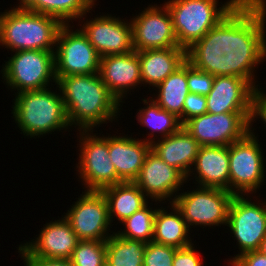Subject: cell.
Masks as SVG:
<instances>
[{"label": "cell", "instance_id": "obj_5", "mask_svg": "<svg viewBox=\"0 0 266 266\" xmlns=\"http://www.w3.org/2000/svg\"><path fill=\"white\" fill-rule=\"evenodd\" d=\"M240 0H167L173 30L180 47L188 49L215 27ZM221 3V4H220Z\"/></svg>", "mask_w": 266, "mask_h": 266}, {"label": "cell", "instance_id": "obj_24", "mask_svg": "<svg viewBox=\"0 0 266 266\" xmlns=\"http://www.w3.org/2000/svg\"><path fill=\"white\" fill-rule=\"evenodd\" d=\"M158 203L160 202L155 201L154 203L158 208L154 218V236L152 241L177 249L193 244V238H191L192 230H190L176 206L173 203H168L164 208L163 205L161 206L162 203L160 205Z\"/></svg>", "mask_w": 266, "mask_h": 266}, {"label": "cell", "instance_id": "obj_12", "mask_svg": "<svg viewBox=\"0 0 266 266\" xmlns=\"http://www.w3.org/2000/svg\"><path fill=\"white\" fill-rule=\"evenodd\" d=\"M89 13L93 16L91 11L85 13L76 25L87 36L100 57L134 51L133 26L130 19L103 12L87 19Z\"/></svg>", "mask_w": 266, "mask_h": 266}, {"label": "cell", "instance_id": "obj_32", "mask_svg": "<svg viewBox=\"0 0 266 266\" xmlns=\"http://www.w3.org/2000/svg\"><path fill=\"white\" fill-rule=\"evenodd\" d=\"M177 248L148 242L146 245L143 266H172Z\"/></svg>", "mask_w": 266, "mask_h": 266}, {"label": "cell", "instance_id": "obj_34", "mask_svg": "<svg viewBox=\"0 0 266 266\" xmlns=\"http://www.w3.org/2000/svg\"><path fill=\"white\" fill-rule=\"evenodd\" d=\"M207 112L206 96L189 93L183 105V125L190 119Z\"/></svg>", "mask_w": 266, "mask_h": 266}, {"label": "cell", "instance_id": "obj_4", "mask_svg": "<svg viewBox=\"0 0 266 266\" xmlns=\"http://www.w3.org/2000/svg\"><path fill=\"white\" fill-rule=\"evenodd\" d=\"M63 24L55 17L19 6L0 12V46L11 53L22 50H55Z\"/></svg>", "mask_w": 266, "mask_h": 266}, {"label": "cell", "instance_id": "obj_17", "mask_svg": "<svg viewBox=\"0 0 266 266\" xmlns=\"http://www.w3.org/2000/svg\"><path fill=\"white\" fill-rule=\"evenodd\" d=\"M98 74L122 105L126 103L124 99L132 95L131 91L134 93L137 87H142L140 61L135 50L101 57Z\"/></svg>", "mask_w": 266, "mask_h": 266}, {"label": "cell", "instance_id": "obj_36", "mask_svg": "<svg viewBox=\"0 0 266 266\" xmlns=\"http://www.w3.org/2000/svg\"><path fill=\"white\" fill-rule=\"evenodd\" d=\"M196 245L191 244L175 251L172 266H204Z\"/></svg>", "mask_w": 266, "mask_h": 266}, {"label": "cell", "instance_id": "obj_38", "mask_svg": "<svg viewBox=\"0 0 266 266\" xmlns=\"http://www.w3.org/2000/svg\"><path fill=\"white\" fill-rule=\"evenodd\" d=\"M229 266H266V256L259 251H249L238 256Z\"/></svg>", "mask_w": 266, "mask_h": 266}, {"label": "cell", "instance_id": "obj_35", "mask_svg": "<svg viewBox=\"0 0 266 266\" xmlns=\"http://www.w3.org/2000/svg\"><path fill=\"white\" fill-rule=\"evenodd\" d=\"M257 119L266 127V92L260 86L254 88L252 94L249 127H254Z\"/></svg>", "mask_w": 266, "mask_h": 266}, {"label": "cell", "instance_id": "obj_11", "mask_svg": "<svg viewBox=\"0 0 266 266\" xmlns=\"http://www.w3.org/2000/svg\"><path fill=\"white\" fill-rule=\"evenodd\" d=\"M72 25V26H71ZM63 24L56 37L55 77L99 72L100 56L80 28Z\"/></svg>", "mask_w": 266, "mask_h": 266}, {"label": "cell", "instance_id": "obj_30", "mask_svg": "<svg viewBox=\"0 0 266 266\" xmlns=\"http://www.w3.org/2000/svg\"><path fill=\"white\" fill-rule=\"evenodd\" d=\"M153 202L155 201L149 202L145 207L121 222L122 229L115 230V233L122 238L151 242L154 236V218L157 212V207L153 206Z\"/></svg>", "mask_w": 266, "mask_h": 266}, {"label": "cell", "instance_id": "obj_13", "mask_svg": "<svg viewBox=\"0 0 266 266\" xmlns=\"http://www.w3.org/2000/svg\"><path fill=\"white\" fill-rule=\"evenodd\" d=\"M251 112L205 113L188 120L183 127L201 146H229L249 133Z\"/></svg>", "mask_w": 266, "mask_h": 266}, {"label": "cell", "instance_id": "obj_3", "mask_svg": "<svg viewBox=\"0 0 266 266\" xmlns=\"http://www.w3.org/2000/svg\"><path fill=\"white\" fill-rule=\"evenodd\" d=\"M13 94L11 116L24 138H39L74 129L70 126L64 101L57 86ZM68 129V130H67ZM36 136V137H35ZM38 136V137H37Z\"/></svg>", "mask_w": 266, "mask_h": 266}, {"label": "cell", "instance_id": "obj_28", "mask_svg": "<svg viewBox=\"0 0 266 266\" xmlns=\"http://www.w3.org/2000/svg\"><path fill=\"white\" fill-rule=\"evenodd\" d=\"M141 100L143 107L137 110L135 117L139 125L150 130L143 140L152 144L156 140L172 135L182 127L179 118L160 108L150 97Z\"/></svg>", "mask_w": 266, "mask_h": 266}, {"label": "cell", "instance_id": "obj_7", "mask_svg": "<svg viewBox=\"0 0 266 266\" xmlns=\"http://www.w3.org/2000/svg\"><path fill=\"white\" fill-rule=\"evenodd\" d=\"M55 50L15 51L2 64L0 74L6 88L18 94L24 91L40 90L56 84ZM51 82V83H50Z\"/></svg>", "mask_w": 266, "mask_h": 266}, {"label": "cell", "instance_id": "obj_6", "mask_svg": "<svg viewBox=\"0 0 266 266\" xmlns=\"http://www.w3.org/2000/svg\"><path fill=\"white\" fill-rule=\"evenodd\" d=\"M255 129L249 127L243 139L228 146L229 192L233 195H256L266 185L265 153Z\"/></svg>", "mask_w": 266, "mask_h": 266}, {"label": "cell", "instance_id": "obj_1", "mask_svg": "<svg viewBox=\"0 0 266 266\" xmlns=\"http://www.w3.org/2000/svg\"><path fill=\"white\" fill-rule=\"evenodd\" d=\"M265 59L266 0H240L186 49V60L196 69L213 76L240 77L254 88L260 86L255 73Z\"/></svg>", "mask_w": 266, "mask_h": 266}, {"label": "cell", "instance_id": "obj_18", "mask_svg": "<svg viewBox=\"0 0 266 266\" xmlns=\"http://www.w3.org/2000/svg\"><path fill=\"white\" fill-rule=\"evenodd\" d=\"M38 232L37 238L20 244L35 257L70 259L80 241L63 215L44 224Z\"/></svg>", "mask_w": 266, "mask_h": 266}, {"label": "cell", "instance_id": "obj_26", "mask_svg": "<svg viewBox=\"0 0 266 266\" xmlns=\"http://www.w3.org/2000/svg\"><path fill=\"white\" fill-rule=\"evenodd\" d=\"M152 91L154 93L149 97L152 96L151 99L160 108L179 118L183 126L184 100L190 93L187 86V60Z\"/></svg>", "mask_w": 266, "mask_h": 266}, {"label": "cell", "instance_id": "obj_8", "mask_svg": "<svg viewBox=\"0 0 266 266\" xmlns=\"http://www.w3.org/2000/svg\"><path fill=\"white\" fill-rule=\"evenodd\" d=\"M93 131L77 130L76 135L80 153H77L78 164L74 169L84 191H101L118 184V175L109 157V134L104 135L102 131L98 135Z\"/></svg>", "mask_w": 266, "mask_h": 266}, {"label": "cell", "instance_id": "obj_37", "mask_svg": "<svg viewBox=\"0 0 266 266\" xmlns=\"http://www.w3.org/2000/svg\"><path fill=\"white\" fill-rule=\"evenodd\" d=\"M17 252L23 260L24 266H72L70 259L43 258L31 256L21 245Z\"/></svg>", "mask_w": 266, "mask_h": 266}, {"label": "cell", "instance_id": "obj_10", "mask_svg": "<svg viewBox=\"0 0 266 266\" xmlns=\"http://www.w3.org/2000/svg\"><path fill=\"white\" fill-rule=\"evenodd\" d=\"M252 196L234 195L231 200L227 229L236 240L235 246L238 245L239 251L237 250L238 254L228 258V266L241 254L258 251L262 240L266 237V200L260 199V194Z\"/></svg>", "mask_w": 266, "mask_h": 266}, {"label": "cell", "instance_id": "obj_20", "mask_svg": "<svg viewBox=\"0 0 266 266\" xmlns=\"http://www.w3.org/2000/svg\"><path fill=\"white\" fill-rule=\"evenodd\" d=\"M193 166L186 178L187 183L193 180L191 184L197 186L229 191L228 146H201Z\"/></svg>", "mask_w": 266, "mask_h": 266}, {"label": "cell", "instance_id": "obj_2", "mask_svg": "<svg viewBox=\"0 0 266 266\" xmlns=\"http://www.w3.org/2000/svg\"><path fill=\"white\" fill-rule=\"evenodd\" d=\"M56 84L69 124L76 130H95L105 123L119 121L123 105L108 90L98 73L56 77Z\"/></svg>", "mask_w": 266, "mask_h": 266}, {"label": "cell", "instance_id": "obj_21", "mask_svg": "<svg viewBox=\"0 0 266 266\" xmlns=\"http://www.w3.org/2000/svg\"><path fill=\"white\" fill-rule=\"evenodd\" d=\"M123 134H109V157L115 166L118 183L134 182L137 179L146 154L151 149V144L142 138Z\"/></svg>", "mask_w": 266, "mask_h": 266}, {"label": "cell", "instance_id": "obj_9", "mask_svg": "<svg viewBox=\"0 0 266 266\" xmlns=\"http://www.w3.org/2000/svg\"><path fill=\"white\" fill-rule=\"evenodd\" d=\"M194 186V189L192 187L187 191L183 188L173 201L190 230L195 227H201L203 230L205 227L225 228L234 195L221 188Z\"/></svg>", "mask_w": 266, "mask_h": 266}, {"label": "cell", "instance_id": "obj_33", "mask_svg": "<svg viewBox=\"0 0 266 266\" xmlns=\"http://www.w3.org/2000/svg\"><path fill=\"white\" fill-rule=\"evenodd\" d=\"M213 75L198 70L187 61V86L190 93L208 95L214 82Z\"/></svg>", "mask_w": 266, "mask_h": 266}, {"label": "cell", "instance_id": "obj_29", "mask_svg": "<svg viewBox=\"0 0 266 266\" xmlns=\"http://www.w3.org/2000/svg\"><path fill=\"white\" fill-rule=\"evenodd\" d=\"M146 242L122 238L115 232L106 240V266H143Z\"/></svg>", "mask_w": 266, "mask_h": 266}, {"label": "cell", "instance_id": "obj_14", "mask_svg": "<svg viewBox=\"0 0 266 266\" xmlns=\"http://www.w3.org/2000/svg\"><path fill=\"white\" fill-rule=\"evenodd\" d=\"M63 215L80 241H106L115 231L108 215V205L101 191H82Z\"/></svg>", "mask_w": 266, "mask_h": 266}, {"label": "cell", "instance_id": "obj_22", "mask_svg": "<svg viewBox=\"0 0 266 266\" xmlns=\"http://www.w3.org/2000/svg\"><path fill=\"white\" fill-rule=\"evenodd\" d=\"M142 86L154 89L186 61V49L170 47L137 51Z\"/></svg>", "mask_w": 266, "mask_h": 266}, {"label": "cell", "instance_id": "obj_23", "mask_svg": "<svg viewBox=\"0 0 266 266\" xmlns=\"http://www.w3.org/2000/svg\"><path fill=\"white\" fill-rule=\"evenodd\" d=\"M201 145L182 126L177 132L151 144V150L186 178L194 165Z\"/></svg>", "mask_w": 266, "mask_h": 266}, {"label": "cell", "instance_id": "obj_31", "mask_svg": "<svg viewBox=\"0 0 266 266\" xmlns=\"http://www.w3.org/2000/svg\"><path fill=\"white\" fill-rule=\"evenodd\" d=\"M70 261L72 266H106V241H79Z\"/></svg>", "mask_w": 266, "mask_h": 266}, {"label": "cell", "instance_id": "obj_25", "mask_svg": "<svg viewBox=\"0 0 266 266\" xmlns=\"http://www.w3.org/2000/svg\"><path fill=\"white\" fill-rule=\"evenodd\" d=\"M108 205L111 225L115 219L123 222L136 211L145 207L151 200L134 182H121L101 190Z\"/></svg>", "mask_w": 266, "mask_h": 266}, {"label": "cell", "instance_id": "obj_39", "mask_svg": "<svg viewBox=\"0 0 266 266\" xmlns=\"http://www.w3.org/2000/svg\"><path fill=\"white\" fill-rule=\"evenodd\" d=\"M258 251L264 256H266V237L262 240Z\"/></svg>", "mask_w": 266, "mask_h": 266}, {"label": "cell", "instance_id": "obj_15", "mask_svg": "<svg viewBox=\"0 0 266 266\" xmlns=\"http://www.w3.org/2000/svg\"><path fill=\"white\" fill-rule=\"evenodd\" d=\"M159 5L149 4L138 15L130 16L135 51L180 47L173 30L171 14L164 3Z\"/></svg>", "mask_w": 266, "mask_h": 266}, {"label": "cell", "instance_id": "obj_19", "mask_svg": "<svg viewBox=\"0 0 266 266\" xmlns=\"http://www.w3.org/2000/svg\"><path fill=\"white\" fill-rule=\"evenodd\" d=\"M254 87L235 76H215L211 91L206 95L207 113L251 112Z\"/></svg>", "mask_w": 266, "mask_h": 266}, {"label": "cell", "instance_id": "obj_16", "mask_svg": "<svg viewBox=\"0 0 266 266\" xmlns=\"http://www.w3.org/2000/svg\"><path fill=\"white\" fill-rule=\"evenodd\" d=\"M134 183L151 201L167 205L187 186L186 177L177 169L164 162L154 151L146 154L143 166ZM182 188V189H181Z\"/></svg>", "mask_w": 266, "mask_h": 266}, {"label": "cell", "instance_id": "obj_27", "mask_svg": "<svg viewBox=\"0 0 266 266\" xmlns=\"http://www.w3.org/2000/svg\"><path fill=\"white\" fill-rule=\"evenodd\" d=\"M16 6L57 18L62 24H73L96 8L97 0H17Z\"/></svg>", "mask_w": 266, "mask_h": 266}]
</instances>
